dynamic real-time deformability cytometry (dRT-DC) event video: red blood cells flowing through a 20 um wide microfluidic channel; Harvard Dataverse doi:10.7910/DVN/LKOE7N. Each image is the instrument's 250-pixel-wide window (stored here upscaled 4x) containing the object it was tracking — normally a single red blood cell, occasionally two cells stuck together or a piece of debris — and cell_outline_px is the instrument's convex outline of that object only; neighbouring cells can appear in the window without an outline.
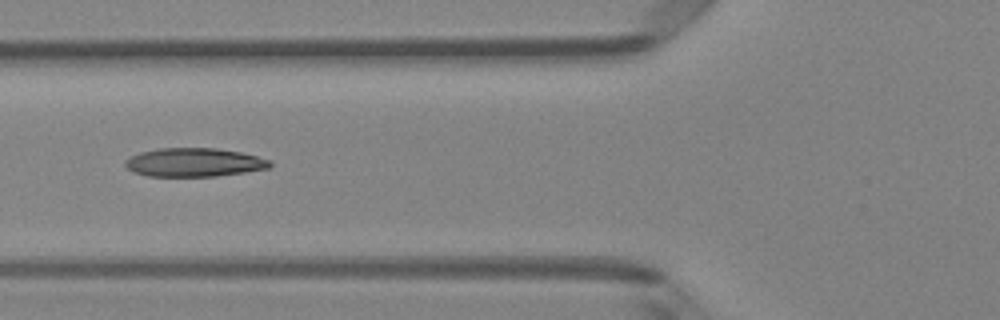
{"species": "Egyptian fruit bat (a non-hibernating species)", "species_latin": "Rousettus aegyptiacus", "temperature_condition": "room temperature", "stored_images_in_passage": 6, "camera_frame_rate_fps": 3000, "um_per_image_px": 0.085, "animal": {"sex": "female"}, "frame": {"image": 1, "passage_image": 6, "time_ms": 1.667, "image_size_px": [1000, 320], "cell_outline_px": [[272, 164], [268, 168], [244, 172], [216, 176], [148, 176], [132, 172], [124, 164], [124, 160], [140, 152], [160, 148], [216, 148], [240, 152], [272, 160]], "centroid_in_image_um": [16.49, 13.8], "position_along_channel_um": 109.3, "area_um2": 24.1}}